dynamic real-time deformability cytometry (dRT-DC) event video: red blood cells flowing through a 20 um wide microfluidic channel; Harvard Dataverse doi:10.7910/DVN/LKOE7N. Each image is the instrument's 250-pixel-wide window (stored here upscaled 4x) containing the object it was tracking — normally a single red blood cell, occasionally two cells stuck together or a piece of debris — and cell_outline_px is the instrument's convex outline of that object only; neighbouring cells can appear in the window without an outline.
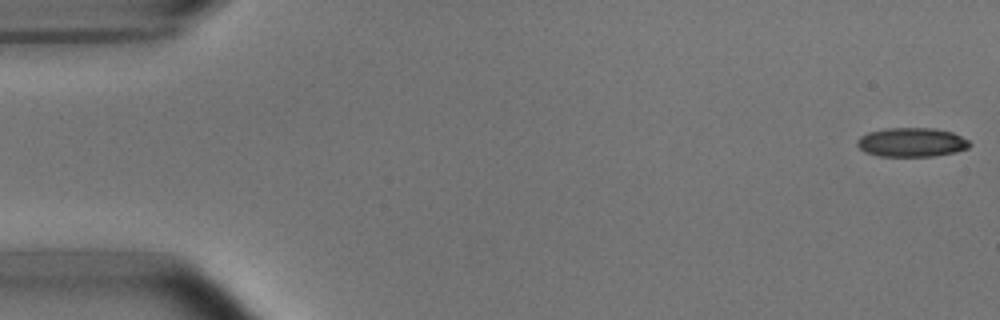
{"species": "common noctule bat (a hibernating species)", "species_latin": "Nyctalus noctula", "temperature_condition": "room temperature", "stored_images_in_passage": 53, "camera_frame_rate_fps": 3000, "um_per_image_px": 0.085, "animal": {"sex": "male", "body_mass_g": 15.6}, "frame": {"image": 1, "passage_image": 1, "time_ms": 0.0, "image_size_px": [1000, 320], "cell_outline_px": [[972, 144], [968, 148], [956, 152], [932, 156], [880, 156], [864, 152], [856, 144], [856, 140], [860, 136], [868, 132], [888, 128], [932, 128], [952, 132], [968, 140]], "centroid_in_image_um": [77.48, 12.09], "position_along_channel_um": 7.5, "area_um2": 19.07}}
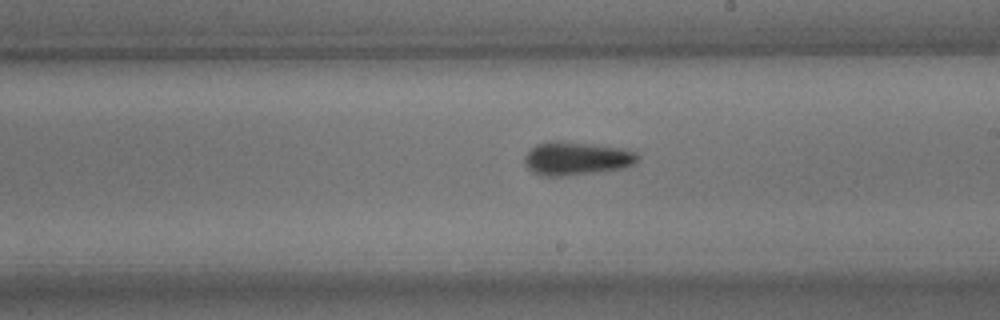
{"frame": {"image": 2, "passage_image": 30, "time_ms": 9.667, "image_size_px": [1000, 320], "cell_outline_px": [[640, 156], [636, 164], [624, 168], [596, 172], [564, 176], [540, 176], [532, 172], [524, 164], [524, 156], [536, 144], [548, 140], [560, 140], [628, 148], [636, 152]], "centroid_in_image_um": [49.02, 13.45], "position_along_channel_um": 240.0, "area_um2": 22.6}}
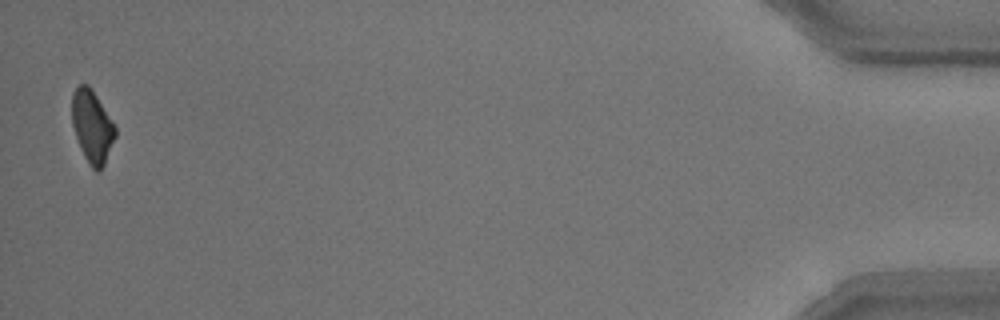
{"frame": {"image": 3, "passage_image": 52, "time_ms": 17.0, "image_size_px": [1000, 320], "cell_outline_px": [[116, 136], [104, 164], [100, 172], [96, 172], [88, 164], [80, 148], [72, 124], [72, 92], [80, 84], [88, 84], [92, 88], [116, 128]], "centroid_in_image_um": [7.82, 10.76], "position_along_channel_um": 427.4, "area_um2": 18.26}, "authors_computed_cell_mechanics": {"area_um2": 19.652, "velocity_mm_per_s": 3.786, "shape_relaxation_time_tau1_ms": 4.4152, "shape_relaxation_time_tau2_ms": 2.6159, "deformation_change_tau1": 0.1348, "deformation_change_tau2": 0.1144}}